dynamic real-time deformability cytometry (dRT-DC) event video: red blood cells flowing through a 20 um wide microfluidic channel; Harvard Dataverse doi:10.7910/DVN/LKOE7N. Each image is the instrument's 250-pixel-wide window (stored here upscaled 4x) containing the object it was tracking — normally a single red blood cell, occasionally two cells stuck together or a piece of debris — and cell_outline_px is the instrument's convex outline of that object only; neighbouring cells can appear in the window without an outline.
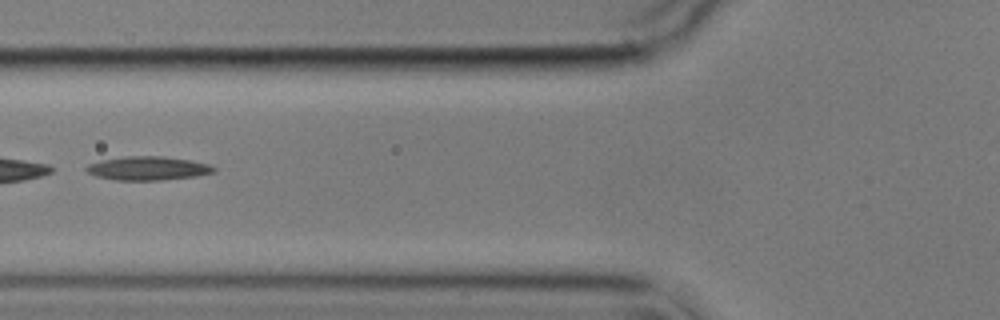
{"species": "common noctule bat (a hibernating species)", "species_latin": "Nyctalus noctula", "temperature_condition": "cold", "stored_images_in_passage": 8, "segment_of_instrument_passage": [2, 2], "camera_frame_rate_fps": 3000, "um_per_image_px": 0.085, "animal": {"sex": "male", "body_mass_g": 17.9}, "frame": {"image": 1, "passage_image": 5, "time_ms": 4.667, "image_size_px": [1000, 320], "cell_outline_px": [[216, 172], [196, 176], [160, 180], [116, 180], [96, 176], [88, 172], [84, 168], [88, 164], [100, 160], [124, 156], [164, 156], [188, 160], [208, 164], [216, 168]], "centroid_in_image_um": [12.55, 14.3], "position_along_channel_um": 113.2, "area_um2": 17.63}}
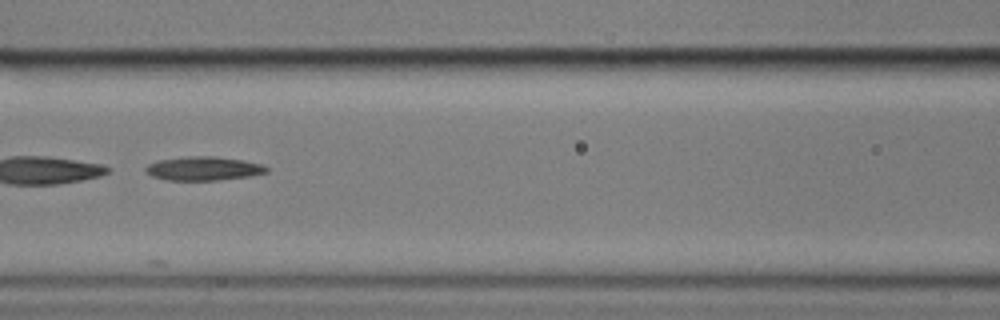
{"frame": {"image": 2, "passage_image": 6, "time_ms": 5.667, "image_size_px": [1000, 320], "cell_outline_px": [[268, 172], [248, 176], [216, 180], [168, 180], [152, 176], [144, 172], [144, 168], [148, 164], [160, 160], [188, 156], [216, 156], [244, 160], [260, 164], [268, 168]], "centroid_in_image_um": [17.27, 14.32], "position_along_channel_um": 149.3, "area_um2": 16.7}}